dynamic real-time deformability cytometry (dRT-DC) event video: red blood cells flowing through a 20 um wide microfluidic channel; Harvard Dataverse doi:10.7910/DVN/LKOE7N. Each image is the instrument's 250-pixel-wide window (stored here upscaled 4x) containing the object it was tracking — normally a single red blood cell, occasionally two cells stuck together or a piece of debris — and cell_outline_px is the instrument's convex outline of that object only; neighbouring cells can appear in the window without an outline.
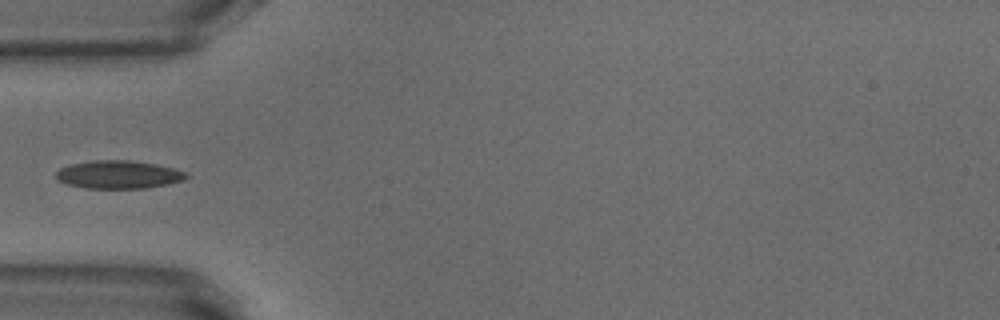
{"species": "common noctule bat (a hibernating species)", "species_latin": "Nyctalus noctula", "temperature_condition": "warm", "stored_images_in_passage": 36, "camera_frame_rate_fps": 3000, "um_per_image_px": 0.085, "animal": {"sex": "male", "body_mass_g": 18.8}, "frame": {"image": 1, "passage_image": 1, "time_ms": 0.0, "image_size_px": [1000, 320], "cell_outline_px": [[188, 176], [184, 180], [168, 184], [144, 188], [84, 188], [68, 184], [60, 180], [56, 176], [56, 172], [60, 168], [72, 164], [92, 160], [128, 160], [156, 164], [188, 172]], "centroid_in_image_um": [10.1, 14.83], "position_along_channel_um": 74.9, "area_um2": 21.15}}
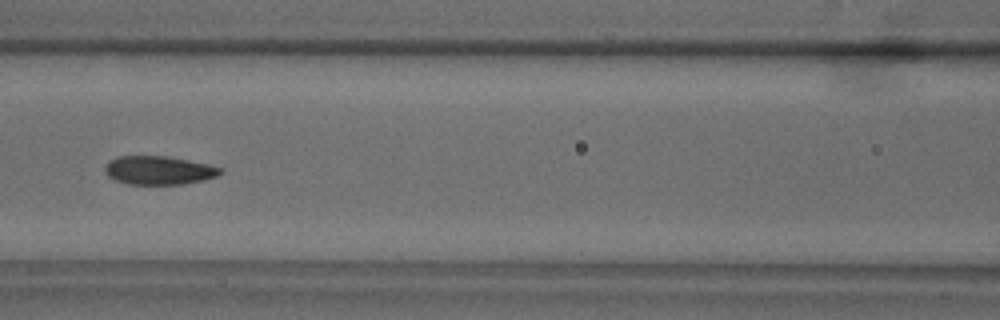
{"frame": {"image": 2, "passage_image": 7, "time_ms": 2.0, "image_size_px": [1000, 320], "cell_outline_px": [[224, 172], [216, 176], [204, 180], [184, 184], [128, 184], [116, 180], [108, 176], [104, 172], [104, 168], [108, 160], [116, 156], [168, 156], [208, 164], [220, 168]], "centroid_in_image_um": [13.47, 14.47], "position_along_channel_um": 153.1, "area_um2": 19.31}}
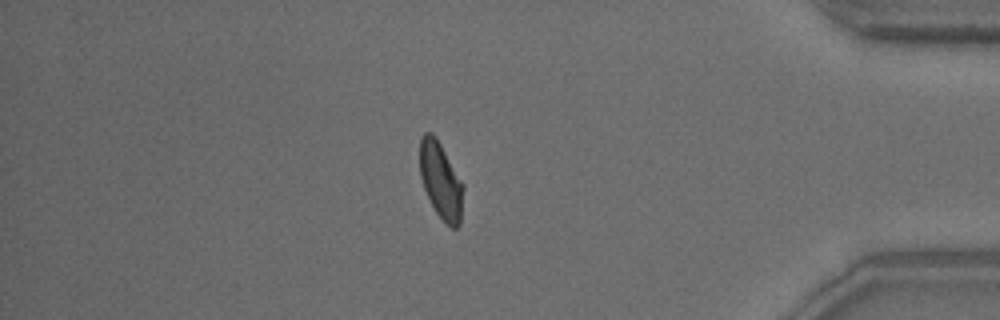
{"frame": {"image": 3, "passage_image": 29, "time_ms": 9.333, "image_size_px": [1000, 320], "cell_outline_px": [[464, 188], [460, 224], [456, 228], [452, 228], [436, 212], [424, 188], [420, 176], [420, 136], [424, 132], [432, 132], [436, 136], [464, 184]], "centroid_in_image_um": [37.47, 15.3], "position_along_channel_um": 397.7, "area_um2": 19.36}}